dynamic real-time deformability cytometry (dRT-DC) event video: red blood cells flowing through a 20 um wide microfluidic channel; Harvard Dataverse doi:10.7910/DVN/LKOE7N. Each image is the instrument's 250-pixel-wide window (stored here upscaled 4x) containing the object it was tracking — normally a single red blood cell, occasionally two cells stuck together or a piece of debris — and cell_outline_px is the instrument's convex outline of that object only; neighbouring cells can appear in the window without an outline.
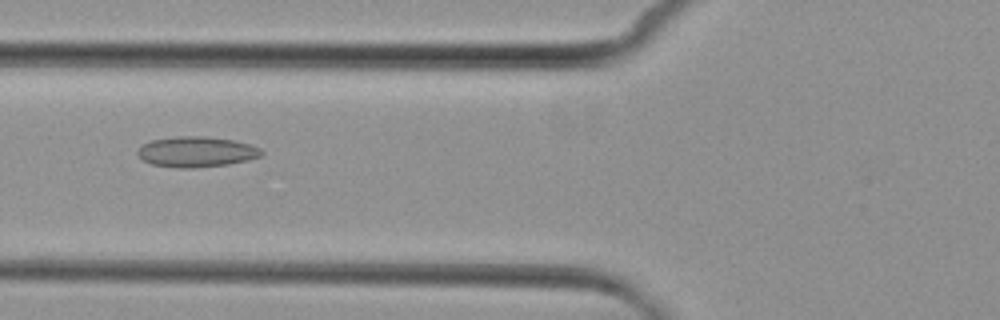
{"species": "common noctule bat (a hibernating species)", "species_latin": "Nyctalus noctula", "temperature_condition": "cold", "stored_images_in_passage": 5, "camera_frame_rate_fps": 3000, "um_per_image_px": 0.085, "animal": {"sex": "female", "body_mass_g": 29.2, "forearm_length_mm": 56.3}, "frame": {"image": 1, "passage_image": 4, "time_ms": 3.667, "image_size_px": [1000, 320], "cell_outline_px": [[264, 152], [260, 156], [248, 160], [228, 164], [192, 168], [176, 168], [152, 164], [144, 160], [136, 152], [144, 144], [152, 140], [176, 136], [208, 136], [236, 140], [260, 148]], "centroid_in_image_um": [16.72, 12.9], "position_along_channel_um": 109.1, "area_um2": 21.96}}
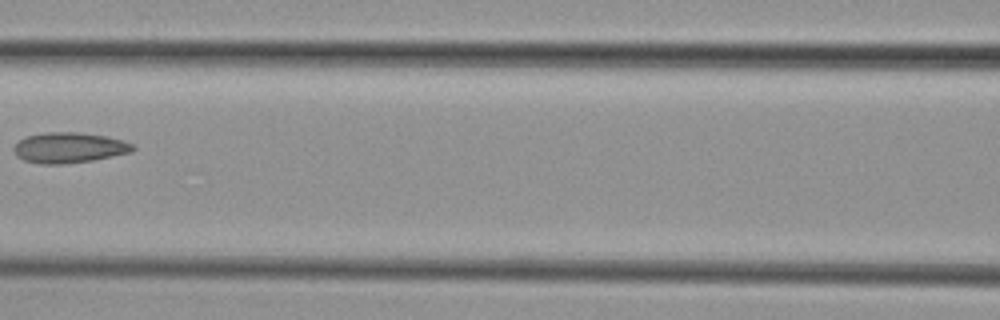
{"frame": {"image": 2, "passage_image": 5, "time_ms": 5.0, "image_size_px": [1000, 320], "cell_outline_px": [[136, 148], [132, 152], [92, 160], [64, 164], [40, 164], [24, 160], [16, 156], [16, 144], [20, 140], [28, 136], [44, 132], [80, 132], [104, 136], [124, 140], [132, 144]], "centroid_in_image_um": [5.91, 12.55], "position_along_channel_um": 160.7, "area_um2": 20.98}}